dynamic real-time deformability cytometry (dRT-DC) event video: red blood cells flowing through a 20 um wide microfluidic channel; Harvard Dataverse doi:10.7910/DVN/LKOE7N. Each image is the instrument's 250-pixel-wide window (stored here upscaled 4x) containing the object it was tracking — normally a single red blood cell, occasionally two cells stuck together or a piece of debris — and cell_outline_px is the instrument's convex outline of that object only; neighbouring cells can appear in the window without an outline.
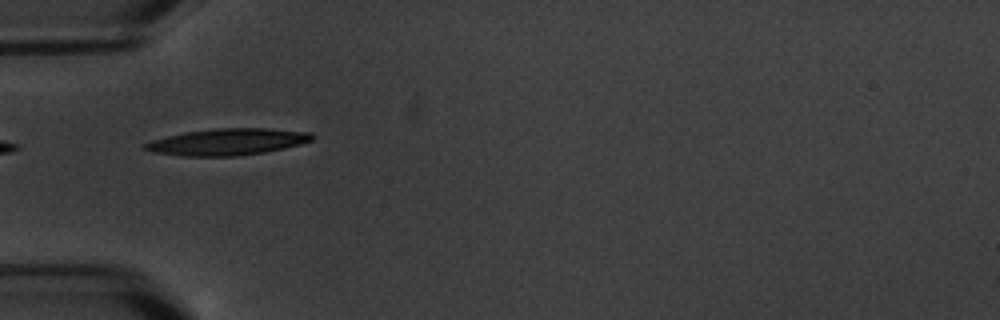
{"species": "common noctule bat (a hibernating species)", "species_latin": "Nyctalus noctula", "temperature_condition": "warm", "stored_images_in_passage": 4, "camera_frame_rate_fps": 3000, "um_per_image_px": 0.085, "animal": {"sex": "male", "body_mass_g": 20.1, "forearm_length_mm": 53.5}, "frame": {"image": 1, "passage_image": 3, "time_ms": 2.333, "image_size_px": [1000, 320], "cell_outline_px": [[316, 136], [312, 140], [300, 144], [284, 148], [264, 152], [240, 156], [180, 156], [152, 152], [144, 148], [144, 144], [152, 140], [168, 136], [188, 132], [216, 128], [268, 128], [312, 132]], "centroid_in_image_um": [19.38, 12.06], "position_along_channel_um": 65.6, "area_um2": 25.89}}